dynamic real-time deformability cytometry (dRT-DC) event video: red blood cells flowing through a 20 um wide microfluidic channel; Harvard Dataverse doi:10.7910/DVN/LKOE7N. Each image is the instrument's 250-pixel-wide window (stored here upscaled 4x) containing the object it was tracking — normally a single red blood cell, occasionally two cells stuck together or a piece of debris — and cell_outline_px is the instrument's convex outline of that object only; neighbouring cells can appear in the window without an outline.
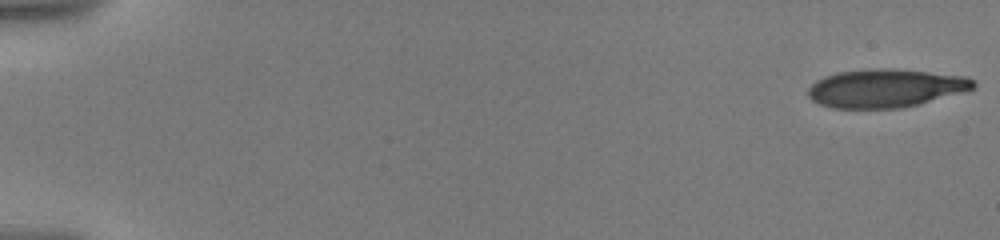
{"species": "human", "species_latin": "Homo sapiens", "temperature_condition": "warm", "stored_images_in_passage": 44, "camera_frame_rate_fps": 3000, "um_per_image_px": 0.085, "donor": {"sex": "male"}, "frame": {"image": 1, "passage_image": 1, "time_ms": 0.0, "image_size_px": [1000, 240], "cell_outline_px": [[976, 88], [916, 104], [900, 108], [832, 108], [820, 104], [812, 100], [808, 96], [808, 88], [816, 80], [824, 76], [836, 72], [876, 68], [892, 68], [968, 76], [976, 84]], "centroid_in_image_um": [75.24, 7.48], "position_along_channel_um": 9.8, "area_um2": 36.82}}
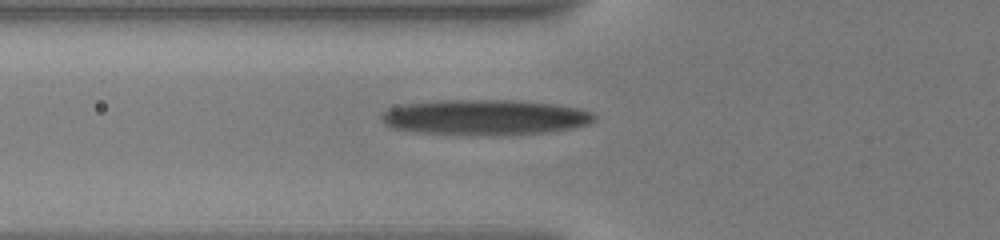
{"frame": {"image": 2, "passage_image": 32, "time_ms": 7.0, "image_size_px": [1000, 240], "cell_outline_px": [[596, 120], [588, 124], [572, 128], [552, 132], [416, 132], [392, 128], [384, 124], [380, 120], [380, 112], [388, 108], [400, 104], [436, 100], [516, 100], [556, 104], [580, 108], [592, 112], [596, 116]], "centroid_in_image_um": [41.19, 9.91], "position_along_channel_um": 84.6, "area_um2": 42.89}}
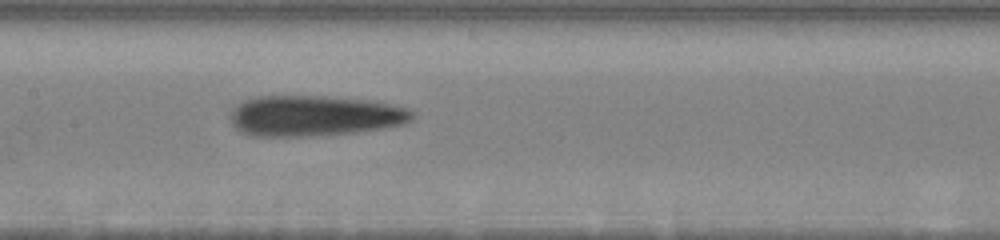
{"frame": {"image": 3, "passage_image": 43, "time_ms": 9.667, "image_size_px": [1000, 240], "cell_outline_px": [[416, 116], [412, 120], [404, 124], [384, 128], [356, 132], [312, 136], [248, 136], [240, 132], [232, 124], [228, 116], [232, 108], [244, 100], [256, 96], [328, 96], [376, 100], [408, 108], [416, 112]], "centroid_in_image_um": [26.75, 9.83], "position_along_channel_um": 180.7, "area_um2": 43.99}}